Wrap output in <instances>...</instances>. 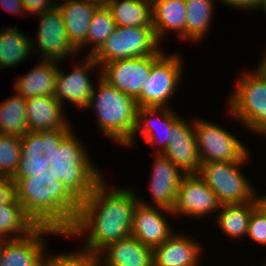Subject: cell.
Segmentation results:
<instances>
[{"instance_id":"obj_2","label":"cell","mask_w":266,"mask_h":266,"mask_svg":"<svg viewBox=\"0 0 266 266\" xmlns=\"http://www.w3.org/2000/svg\"><path fill=\"white\" fill-rule=\"evenodd\" d=\"M15 198L36 226L48 227L64 237L78 216L81 202L57 180L53 170L27 178H11Z\"/></svg>"},{"instance_id":"obj_34","label":"cell","mask_w":266,"mask_h":266,"mask_svg":"<svg viewBox=\"0 0 266 266\" xmlns=\"http://www.w3.org/2000/svg\"><path fill=\"white\" fill-rule=\"evenodd\" d=\"M62 253L46 254L42 266H101L98 255L80 249Z\"/></svg>"},{"instance_id":"obj_44","label":"cell","mask_w":266,"mask_h":266,"mask_svg":"<svg viewBox=\"0 0 266 266\" xmlns=\"http://www.w3.org/2000/svg\"><path fill=\"white\" fill-rule=\"evenodd\" d=\"M258 9H262V11L264 12V14L266 15V0H262L259 7L257 8V11H259Z\"/></svg>"},{"instance_id":"obj_35","label":"cell","mask_w":266,"mask_h":266,"mask_svg":"<svg viewBox=\"0 0 266 266\" xmlns=\"http://www.w3.org/2000/svg\"><path fill=\"white\" fill-rule=\"evenodd\" d=\"M246 238L266 246V206L262 201L252 210Z\"/></svg>"},{"instance_id":"obj_40","label":"cell","mask_w":266,"mask_h":266,"mask_svg":"<svg viewBox=\"0 0 266 266\" xmlns=\"http://www.w3.org/2000/svg\"><path fill=\"white\" fill-rule=\"evenodd\" d=\"M0 6L8 11V13L26 16L25 7L21 0H0Z\"/></svg>"},{"instance_id":"obj_22","label":"cell","mask_w":266,"mask_h":266,"mask_svg":"<svg viewBox=\"0 0 266 266\" xmlns=\"http://www.w3.org/2000/svg\"><path fill=\"white\" fill-rule=\"evenodd\" d=\"M27 125L29 131L54 128H73L62 104L54 96L26 98Z\"/></svg>"},{"instance_id":"obj_20","label":"cell","mask_w":266,"mask_h":266,"mask_svg":"<svg viewBox=\"0 0 266 266\" xmlns=\"http://www.w3.org/2000/svg\"><path fill=\"white\" fill-rule=\"evenodd\" d=\"M97 255L101 266H153V249L131 235L108 244Z\"/></svg>"},{"instance_id":"obj_9","label":"cell","mask_w":266,"mask_h":266,"mask_svg":"<svg viewBox=\"0 0 266 266\" xmlns=\"http://www.w3.org/2000/svg\"><path fill=\"white\" fill-rule=\"evenodd\" d=\"M194 131L201 163L211 161L241 162L250 152L237 136L205 119H194Z\"/></svg>"},{"instance_id":"obj_23","label":"cell","mask_w":266,"mask_h":266,"mask_svg":"<svg viewBox=\"0 0 266 266\" xmlns=\"http://www.w3.org/2000/svg\"><path fill=\"white\" fill-rule=\"evenodd\" d=\"M57 7L61 12L69 40L79 50L87 42L90 21L99 6L90 0H65L63 3L58 2Z\"/></svg>"},{"instance_id":"obj_30","label":"cell","mask_w":266,"mask_h":266,"mask_svg":"<svg viewBox=\"0 0 266 266\" xmlns=\"http://www.w3.org/2000/svg\"><path fill=\"white\" fill-rule=\"evenodd\" d=\"M36 227L15 197L9 203L0 205L1 238L19 239L28 235Z\"/></svg>"},{"instance_id":"obj_45","label":"cell","mask_w":266,"mask_h":266,"mask_svg":"<svg viewBox=\"0 0 266 266\" xmlns=\"http://www.w3.org/2000/svg\"><path fill=\"white\" fill-rule=\"evenodd\" d=\"M261 197V201L263 202V204L266 206V193L265 194H260Z\"/></svg>"},{"instance_id":"obj_5","label":"cell","mask_w":266,"mask_h":266,"mask_svg":"<svg viewBox=\"0 0 266 266\" xmlns=\"http://www.w3.org/2000/svg\"><path fill=\"white\" fill-rule=\"evenodd\" d=\"M236 79L228 96L229 115L247 130L266 137V77L255 68Z\"/></svg>"},{"instance_id":"obj_4","label":"cell","mask_w":266,"mask_h":266,"mask_svg":"<svg viewBox=\"0 0 266 266\" xmlns=\"http://www.w3.org/2000/svg\"><path fill=\"white\" fill-rule=\"evenodd\" d=\"M72 131L59 145L46 155L58 181L81 202L105 178L101 169L93 164L86 147Z\"/></svg>"},{"instance_id":"obj_11","label":"cell","mask_w":266,"mask_h":266,"mask_svg":"<svg viewBox=\"0 0 266 266\" xmlns=\"http://www.w3.org/2000/svg\"><path fill=\"white\" fill-rule=\"evenodd\" d=\"M173 107H138L136 130L124 146L132 147L139 133L145 143L153 146L154 154L162 155L167 148L174 125L182 118Z\"/></svg>"},{"instance_id":"obj_31","label":"cell","mask_w":266,"mask_h":266,"mask_svg":"<svg viewBox=\"0 0 266 266\" xmlns=\"http://www.w3.org/2000/svg\"><path fill=\"white\" fill-rule=\"evenodd\" d=\"M25 98L14 94L0 102V134L23 136L28 132Z\"/></svg>"},{"instance_id":"obj_6","label":"cell","mask_w":266,"mask_h":266,"mask_svg":"<svg viewBox=\"0 0 266 266\" xmlns=\"http://www.w3.org/2000/svg\"><path fill=\"white\" fill-rule=\"evenodd\" d=\"M252 154L241 162L211 161L201 163L198 176L216 194L221 205L241 204L255 200L259 194L242 172ZM252 184V185H251Z\"/></svg>"},{"instance_id":"obj_12","label":"cell","mask_w":266,"mask_h":266,"mask_svg":"<svg viewBox=\"0 0 266 266\" xmlns=\"http://www.w3.org/2000/svg\"><path fill=\"white\" fill-rule=\"evenodd\" d=\"M85 59V60H84ZM83 61L71 66V72L63 71L58 62V72L55 81L54 97L62 104L70 102L76 108L86 109L90 103V98L94 89L93 81L90 78L89 71L99 69L95 59L90 55H85ZM98 67V68H97ZM66 72V73H64ZM91 80V81H90Z\"/></svg>"},{"instance_id":"obj_43","label":"cell","mask_w":266,"mask_h":266,"mask_svg":"<svg viewBox=\"0 0 266 266\" xmlns=\"http://www.w3.org/2000/svg\"><path fill=\"white\" fill-rule=\"evenodd\" d=\"M7 244V238H1L0 237V262L2 260L4 251H5V245ZM1 265V264H0Z\"/></svg>"},{"instance_id":"obj_32","label":"cell","mask_w":266,"mask_h":266,"mask_svg":"<svg viewBox=\"0 0 266 266\" xmlns=\"http://www.w3.org/2000/svg\"><path fill=\"white\" fill-rule=\"evenodd\" d=\"M116 23L108 7H98L93 13L87 32V42L78 50L92 47L86 55L92 56L116 29Z\"/></svg>"},{"instance_id":"obj_41","label":"cell","mask_w":266,"mask_h":266,"mask_svg":"<svg viewBox=\"0 0 266 266\" xmlns=\"http://www.w3.org/2000/svg\"><path fill=\"white\" fill-rule=\"evenodd\" d=\"M266 49V48H265ZM264 49V53L259 60V63H257V69L260 73H262L266 77V50Z\"/></svg>"},{"instance_id":"obj_26","label":"cell","mask_w":266,"mask_h":266,"mask_svg":"<svg viewBox=\"0 0 266 266\" xmlns=\"http://www.w3.org/2000/svg\"><path fill=\"white\" fill-rule=\"evenodd\" d=\"M50 161L43 154V137L37 131H28L21 136V156L12 178H27L33 174L45 173Z\"/></svg>"},{"instance_id":"obj_8","label":"cell","mask_w":266,"mask_h":266,"mask_svg":"<svg viewBox=\"0 0 266 266\" xmlns=\"http://www.w3.org/2000/svg\"><path fill=\"white\" fill-rule=\"evenodd\" d=\"M182 62L180 53L167 52L152 65L141 94L136 98L138 107H171L169 101L183 82Z\"/></svg>"},{"instance_id":"obj_18","label":"cell","mask_w":266,"mask_h":266,"mask_svg":"<svg viewBox=\"0 0 266 266\" xmlns=\"http://www.w3.org/2000/svg\"><path fill=\"white\" fill-rule=\"evenodd\" d=\"M192 121V123H191ZM181 118L173 127L167 148L162 154L174 163L184 175L198 174L201 159L198 151L194 120Z\"/></svg>"},{"instance_id":"obj_19","label":"cell","mask_w":266,"mask_h":266,"mask_svg":"<svg viewBox=\"0 0 266 266\" xmlns=\"http://www.w3.org/2000/svg\"><path fill=\"white\" fill-rule=\"evenodd\" d=\"M200 246L194 237L174 232L153 249V266H200L204 252Z\"/></svg>"},{"instance_id":"obj_16","label":"cell","mask_w":266,"mask_h":266,"mask_svg":"<svg viewBox=\"0 0 266 266\" xmlns=\"http://www.w3.org/2000/svg\"><path fill=\"white\" fill-rule=\"evenodd\" d=\"M151 178L148 184L152 201L147 202L139 196V202L148 206H158L173 210L177 192L184 173L167 157L154 154ZM152 202V203H151Z\"/></svg>"},{"instance_id":"obj_15","label":"cell","mask_w":266,"mask_h":266,"mask_svg":"<svg viewBox=\"0 0 266 266\" xmlns=\"http://www.w3.org/2000/svg\"><path fill=\"white\" fill-rule=\"evenodd\" d=\"M168 215L175 217L169 209L138 202L133 212L131 236L154 249L175 232L170 224L171 220L168 222V218L166 219Z\"/></svg>"},{"instance_id":"obj_27","label":"cell","mask_w":266,"mask_h":266,"mask_svg":"<svg viewBox=\"0 0 266 266\" xmlns=\"http://www.w3.org/2000/svg\"><path fill=\"white\" fill-rule=\"evenodd\" d=\"M31 36L24 34L17 27H2L0 30V72L16 67L33 55Z\"/></svg>"},{"instance_id":"obj_1","label":"cell","mask_w":266,"mask_h":266,"mask_svg":"<svg viewBox=\"0 0 266 266\" xmlns=\"http://www.w3.org/2000/svg\"><path fill=\"white\" fill-rule=\"evenodd\" d=\"M109 187L103 178L81 201L78 216L64 236L76 241L85 236L79 248L82 251L97 255L108 244L131 235L133 212L141 194L131 186Z\"/></svg>"},{"instance_id":"obj_36","label":"cell","mask_w":266,"mask_h":266,"mask_svg":"<svg viewBox=\"0 0 266 266\" xmlns=\"http://www.w3.org/2000/svg\"><path fill=\"white\" fill-rule=\"evenodd\" d=\"M73 131V128H54L37 131L43 137V154L47 155Z\"/></svg>"},{"instance_id":"obj_29","label":"cell","mask_w":266,"mask_h":266,"mask_svg":"<svg viewBox=\"0 0 266 266\" xmlns=\"http://www.w3.org/2000/svg\"><path fill=\"white\" fill-rule=\"evenodd\" d=\"M107 7L117 26H153L152 0H114Z\"/></svg>"},{"instance_id":"obj_7","label":"cell","mask_w":266,"mask_h":266,"mask_svg":"<svg viewBox=\"0 0 266 266\" xmlns=\"http://www.w3.org/2000/svg\"><path fill=\"white\" fill-rule=\"evenodd\" d=\"M160 46L153 26H116L92 57L101 68L105 63L125 58L162 56L165 51Z\"/></svg>"},{"instance_id":"obj_24","label":"cell","mask_w":266,"mask_h":266,"mask_svg":"<svg viewBox=\"0 0 266 266\" xmlns=\"http://www.w3.org/2000/svg\"><path fill=\"white\" fill-rule=\"evenodd\" d=\"M38 62L31 70L16 79L17 81L13 84V91L25 99L54 96L58 62L39 59Z\"/></svg>"},{"instance_id":"obj_33","label":"cell","mask_w":266,"mask_h":266,"mask_svg":"<svg viewBox=\"0 0 266 266\" xmlns=\"http://www.w3.org/2000/svg\"><path fill=\"white\" fill-rule=\"evenodd\" d=\"M21 156V136L0 134V177L12 178Z\"/></svg>"},{"instance_id":"obj_13","label":"cell","mask_w":266,"mask_h":266,"mask_svg":"<svg viewBox=\"0 0 266 266\" xmlns=\"http://www.w3.org/2000/svg\"><path fill=\"white\" fill-rule=\"evenodd\" d=\"M220 206L216 194L198 174H190L184 175L180 181L176 205L172 212L177 219L180 216L203 219L217 214Z\"/></svg>"},{"instance_id":"obj_42","label":"cell","mask_w":266,"mask_h":266,"mask_svg":"<svg viewBox=\"0 0 266 266\" xmlns=\"http://www.w3.org/2000/svg\"><path fill=\"white\" fill-rule=\"evenodd\" d=\"M90 1L98 5L99 7H107L114 0H90Z\"/></svg>"},{"instance_id":"obj_39","label":"cell","mask_w":266,"mask_h":266,"mask_svg":"<svg viewBox=\"0 0 266 266\" xmlns=\"http://www.w3.org/2000/svg\"><path fill=\"white\" fill-rule=\"evenodd\" d=\"M262 0H220L219 3L240 11H257ZM255 9V10H254Z\"/></svg>"},{"instance_id":"obj_28","label":"cell","mask_w":266,"mask_h":266,"mask_svg":"<svg viewBox=\"0 0 266 266\" xmlns=\"http://www.w3.org/2000/svg\"><path fill=\"white\" fill-rule=\"evenodd\" d=\"M220 1V0H218ZM217 0H185L186 41L199 44L214 21Z\"/></svg>"},{"instance_id":"obj_38","label":"cell","mask_w":266,"mask_h":266,"mask_svg":"<svg viewBox=\"0 0 266 266\" xmlns=\"http://www.w3.org/2000/svg\"><path fill=\"white\" fill-rule=\"evenodd\" d=\"M14 197L15 191L12 179L0 177V205L9 203Z\"/></svg>"},{"instance_id":"obj_25","label":"cell","mask_w":266,"mask_h":266,"mask_svg":"<svg viewBox=\"0 0 266 266\" xmlns=\"http://www.w3.org/2000/svg\"><path fill=\"white\" fill-rule=\"evenodd\" d=\"M261 202L260 195L253 201L241 204L221 205L215 216L218 229L223 232L227 238L240 240L246 238L248 223L252 210Z\"/></svg>"},{"instance_id":"obj_21","label":"cell","mask_w":266,"mask_h":266,"mask_svg":"<svg viewBox=\"0 0 266 266\" xmlns=\"http://www.w3.org/2000/svg\"><path fill=\"white\" fill-rule=\"evenodd\" d=\"M152 12V25L161 45L172 31L178 34V39L186 42L185 0H152Z\"/></svg>"},{"instance_id":"obj_37","label":"cell","mask_w":266,"mask_h":266,"mask_svg":"<svg viewBox=\"0 0 266 266\" xmlns=\"http://www.w3.org/2000/svg\"><path fill=\"white\" fill-rule=\"evenodd\" d=\"M27 14L34 17L57 6V0H21Z\"/></svg>"},{"instance_id":"obj_10","label":"cell","mask_w":266,"mask_h":266,"mask_svg":"<svg viewBox=\"0 0 266 266\" xmlns=\"http://www.w3.org/2000/svg\"><path fill=\"white\" fill-rule=\"evenodd\" d=\"M35 17H39V25L36 30L37 35L34 36L35 38L31 37L33 56L37 57L39 54L40 60L62 62L61 64H63V62L66 63L65 59L79 55V51L69 40L61 12L57 6Z\"/></svg>"},{"instance_id":"obj_3","label":"cell","mask_w":266,"mask_h":266,"mask_svg":"<svg viewBox=\"0 0 266 266\" xmlns=\"http://www.w3.org/2000/svg\"><path fill=\"white\" fill-rule=\"evenodd\" d=\"M97 72L98 81L96 86L94 85L87 109H93L99 133L124 147L136 130L138 111L136 99L103 80L101 69Z\"/></svg>"},{"instance_id":"obj_14","label":"cell","mask_w":266,"mask_h":266,"mask_svg":"<svg viewBox=\"0 0 266 266\" xmlns=\"http://www.w3.org/2000/svg\"><path fill=\"white\" fill-rule=\"evenodd\" d=\"M161 56L125 58L105 63L101 69V78L124 94L137 98L142 91L152 65Z\"/></svg>"},{"instance_id":"obj_17","label":"cell","mask_w":266,"mask_h":266,"mask_svg":"<svg viewBox=\"0 0 266 266\" xmlns=\"http://www.w3.org/2000/svg\"><path fill=\"white\" fill-rule=\"evenodd\" d=\"M46 235L62 236L54 229L37 226L24 237L7 238L0 266H42L46 253H48L45 243Z\"/></svg>"}]
</instances>
